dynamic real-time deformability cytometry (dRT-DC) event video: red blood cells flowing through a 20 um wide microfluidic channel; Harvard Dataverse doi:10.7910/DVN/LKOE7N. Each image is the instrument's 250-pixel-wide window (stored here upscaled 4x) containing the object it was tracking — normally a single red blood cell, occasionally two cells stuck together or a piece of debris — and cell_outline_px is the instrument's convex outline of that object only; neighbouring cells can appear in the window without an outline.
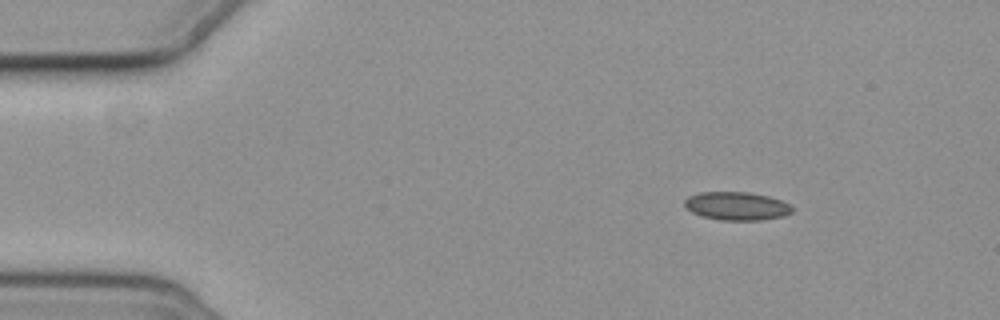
{"species": "common noctule bat (a hibernating species)", "species_latin": "Nyctalus noctula", "temperature_condition": "cold", "stored_images_in_passage": 4, "camera_frame_rate_fps": 3000, "um_per_image_px": 0.085, "animal": {"sex": "female", "body_mass_g": 19.3, "forearm_length_mm": 54.1}, "frame": {"image": 1, "passage_image": 1, "time_ms": 0.0, "image_size_px": [1000, 320], "cell_outline_px": [[792, 212], [784, 216], [760, 220], [720, 220], [700, 216], [692, 212], [684, 204], [684, 200], [688, 196], [700, 192], [748, 192], [768, 196], [780, 200], [788, 204], [792, 208]], "centroid_in_image_um": [62.59, 17.51], "position_along_channel_um": 22.4, "area_um2": 17.69}}
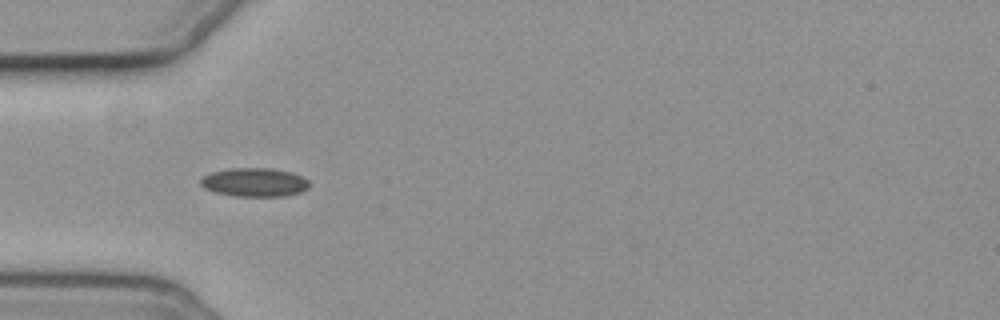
{"frame": {"image": 2, "passage_image": 3, "time_ms": 3.333, "image_size_px": [1000, 320], "cell_outline_px": [[308, 188], [300, 192], [284, 196], [232, 196], [216, 192], [204, 188], [200, 184], [200, 180], [204, 176], [212, 172], [232, 168], [272, 168], [292, 172], [308, 180]], "centroid_in_image_um": [21.63, 15.49], "position_along_channel_um": 63.4, "area_um2": 18.09}}
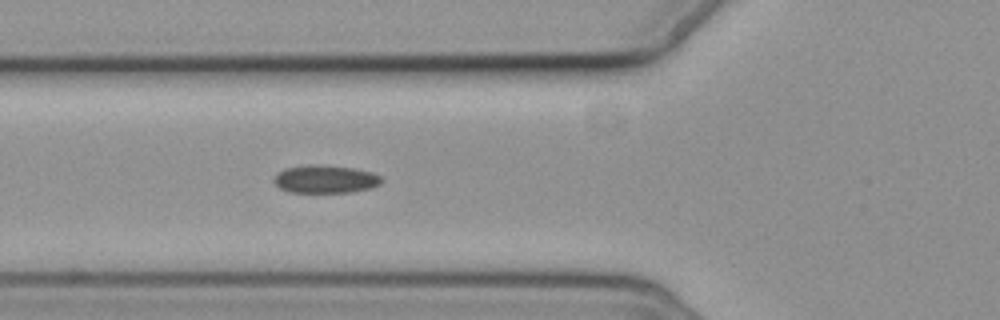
{"frame": {"image": 3, "passage_image": 4, "time_ms": 4.333, "image_size_px": [1000, 320], "cell_outline_px": [[384, 180], [380, 184], [372, 188], [352, 192], [288, 192], [280, 188], [272, 180], [284, 168], [308, 164], [320, 164], [352, 168], [372, 172], [380, 176]], "centroid_in_image_um": [27.67, 15.22], "position_along_channel_um": 98.1, "area_um2": 17.63}}